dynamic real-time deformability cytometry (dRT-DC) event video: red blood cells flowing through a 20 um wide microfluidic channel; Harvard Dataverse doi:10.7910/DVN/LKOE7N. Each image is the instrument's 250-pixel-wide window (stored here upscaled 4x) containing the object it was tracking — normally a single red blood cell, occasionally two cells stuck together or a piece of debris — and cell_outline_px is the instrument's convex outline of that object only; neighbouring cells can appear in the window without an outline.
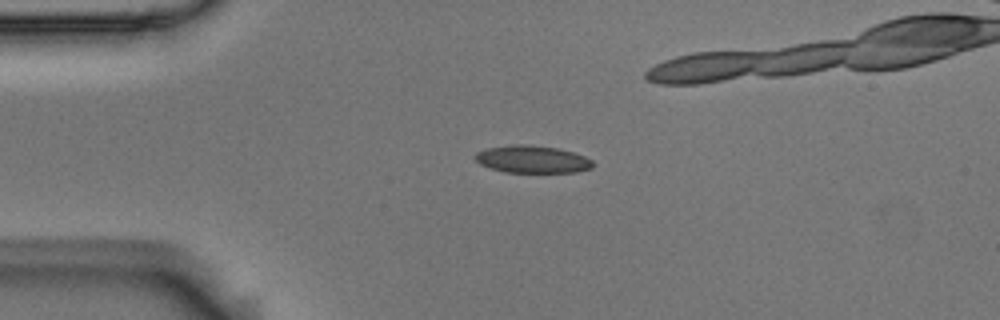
{"species": "Egyptian fruit bat (a non-hibernating species)", "species_latin": "Rousettus aegyptiacus", "temperature_condition": "room temperature", "stored_images_in_passage": 4, "camera_frame_rate_fps": 3000, "um_per_image_px": 0.085, "animal": {"sex": "male"}, "frame": {"image": 1, "passage_image": 1, "time_ms": 0.0, "image_size_px": [1000, 320], "cell_outline_px": [[596, 164], [592, 168], [576, 172], [504, 172], [480, 164], [476, 160], [476, 152], [488, 148], [512, 144], [528, 144], [556, 148], [572, 152], [584, 156], [592, 160]], "centroid_in_image_um": [45.27, 13.54], "position_along_channel_um": 39.7, "area_um2": 18.73}}
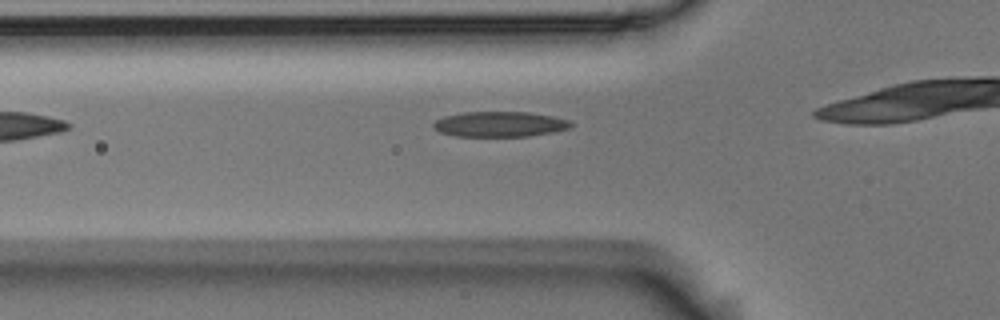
{"frame": {"image": 2, "passage_image": 4, "time_ms": 1.0, "image_size_px": [1000, 320], "cell_outline_px": [[572, 124], [568, 128], [552, 132], [528, 136], [456, 136], [440, 132], [432, 128], [432, 124], [436, 120], [444, 116], [464, 112], [528, 112], [552, 116], [568, 120]], "centroid_in_image_um": [42.43, 10.55], "position_along_channel_um": 83.4, "area_um2": 20.11}}